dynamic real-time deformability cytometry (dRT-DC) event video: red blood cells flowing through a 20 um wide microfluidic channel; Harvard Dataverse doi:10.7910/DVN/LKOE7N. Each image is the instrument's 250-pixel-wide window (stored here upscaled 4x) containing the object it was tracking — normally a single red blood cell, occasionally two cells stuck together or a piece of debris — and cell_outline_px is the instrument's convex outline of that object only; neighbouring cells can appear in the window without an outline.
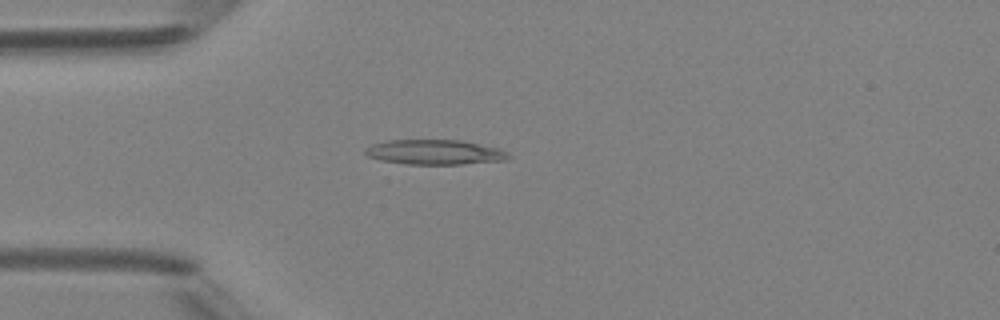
{"species": "Egyptian fruit bat (a non-hibernating species)", "species_latin": "Rousettus aegyptiacus", "temperature_condition": "room temperature", "stored_images_in_passage": 4, "camera_frame_rate_fps": 3000, "um_per_image_px": 0.085, "animal": {"sex": "female"}, "frame": {"image": 1, "passage_image": 3, "time_ms": 2.333, "image_size_px": [1000, 320], "cell_outline_px": [[512, 156], [508, 160], [464, 164], [408, 164], [380, 160], [368, 156], [364, 152], [364, 148], [372, 144], [388, 140], [460, 140], [500, 148], [508, 152]], "centroid_in_image_um": [36.99, 12.93], "position_along_channel_um": 48.0, "area_um2": 20.92}}